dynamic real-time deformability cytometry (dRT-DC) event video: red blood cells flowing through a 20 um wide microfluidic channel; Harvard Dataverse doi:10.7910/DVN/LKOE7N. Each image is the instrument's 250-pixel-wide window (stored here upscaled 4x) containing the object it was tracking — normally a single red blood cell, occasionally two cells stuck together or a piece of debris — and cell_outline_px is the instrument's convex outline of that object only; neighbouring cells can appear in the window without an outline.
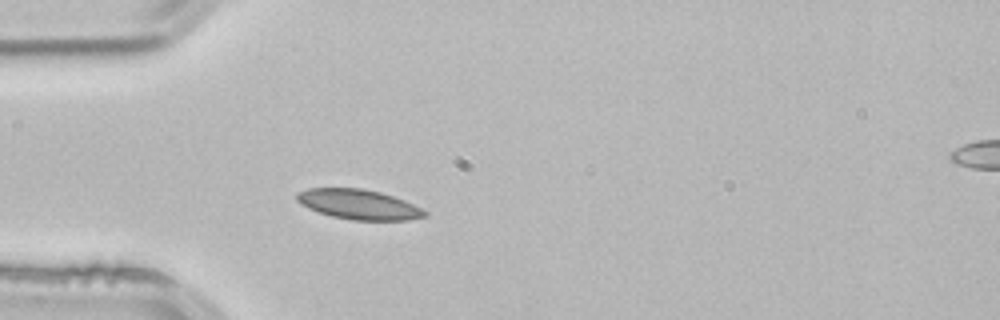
{"species": "common noctule bat (a hibernating species)", "species_latin": "Nyctalus noctula", "temperature_condition": "room temperature", "stored_images_in_passage": 2, "camera_frame_rate_fps": 3000, "um_per_image_px": 0.085, "animal": {"sex": "male", "body_mass_g": 21.5, "forearm_length_mm": 52.0}, "frame": {"image": 1, "passage_image": 2, "time_ms": 0.333, "image_size_px": [1000, 320], "cell_outline_px": [[428, 216], [408, 220], [352, 220], [332, 216], [308, 208], [300, 204], [296, 200], [296, 192], [308, 188], [360, 188], [380, 192], [404, 200], [428, 212]], "centroid_in_image_um": [30.47, 17.37], "position_along_channel_um": 54.5, "area_um2": 22.25}}